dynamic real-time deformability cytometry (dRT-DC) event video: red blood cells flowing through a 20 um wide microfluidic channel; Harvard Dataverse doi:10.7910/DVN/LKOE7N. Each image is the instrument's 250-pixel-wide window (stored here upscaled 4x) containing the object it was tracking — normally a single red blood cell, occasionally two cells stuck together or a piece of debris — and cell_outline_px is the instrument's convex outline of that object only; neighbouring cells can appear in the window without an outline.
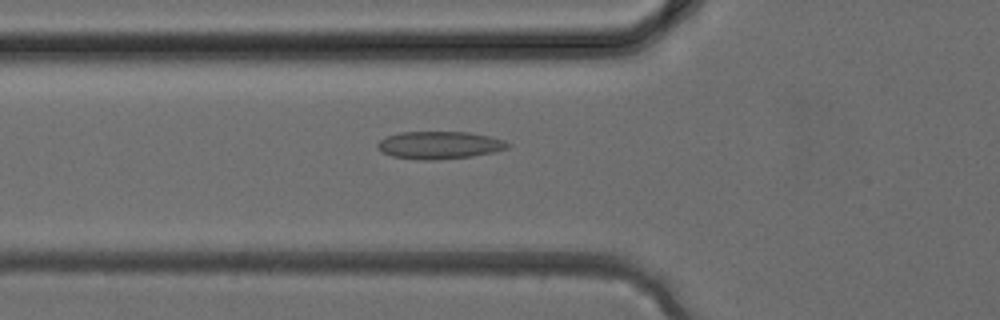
{"species": "common noctule bat (a hibernating species)", "species_latin": "Nyctalus noctula", "temperature_condition": "cold", "stored_images_in_passage": 37, "camera_frame_rate_fps": 3000, "um_per_image_px": 0.085, "animal": {"sex": "female", "body_mass_g": 24.6, "forearm_length_mm": 56.2}, "frame": {"image": 1, "passage_image": 13, "time_ms": 4.0, "image_size_px": [1000, 320], "cell_outline_px": [[512, 144], [508, 148], [492, 152], [472, 156], [436, 160], [416, 160], [392, 156], [376, 148], [376, 144], [380, 140], [388, 136], [400, 132], [468, 132], [488, 136], [504, 140]], "centroid_in_image_um": [37.34, 12.34], "position_along_channel_um": 88.5, "area_um2": 20.92}}
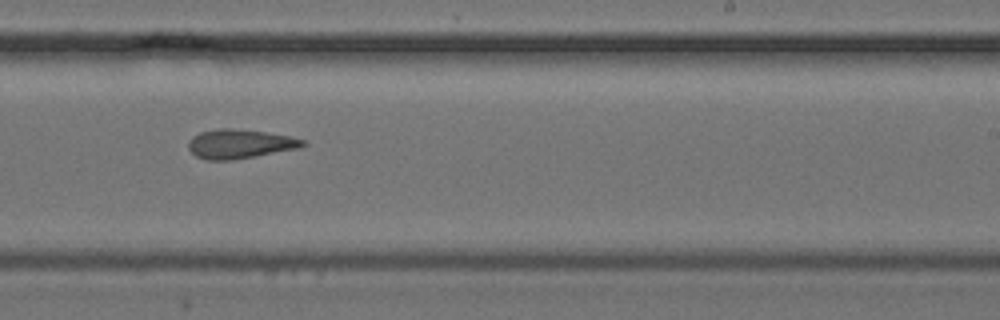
{"frame": {"image": 2, "passage_image": 23, "time_ms": 7.333, "image_size_px": [1000, 320], "cell_outline_px": [[308, 144], [300, 148], [256, 156], [232, 160], [204, 160], [196, 156], [188, 148], [188, 140], [192, 136], [200, 132], [220, 128], [232, 128], [264, 132], [292, 136], [304, 140]], "centroid_in_image_um": [20.38, 12.23], "position_along_channel_um": 268.6, "area_um2": 19.59}}
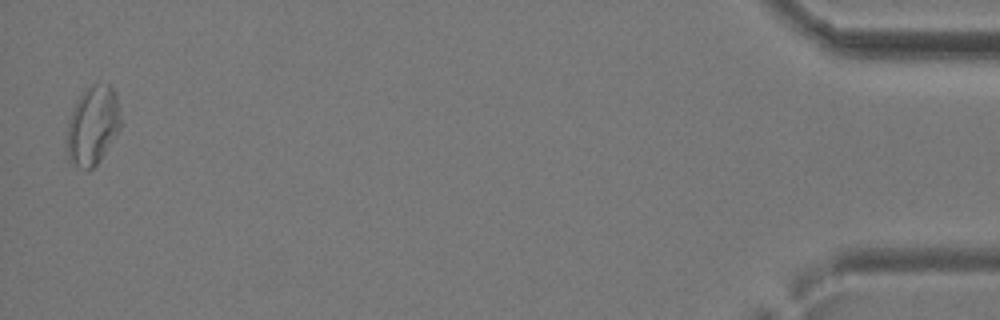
{"frame": {"image": 3, "passage_image": 37, "time_ms": 12.0, "image_size_px": [1000, 320], "cell_outline_px": [[120, 128], [100, 160], [88, 172], [72, 164], [68, 160], [64, 148], [64, 140], [68, 124], [76, 100], [84, 88], [92, 84], [108, 84], [112, 88], [116, 96], [120, 116]], "centroid_in_image_um": [7.82, 10.71], "position_along_channel_um": 427.4, "area_um2": 25.14}}